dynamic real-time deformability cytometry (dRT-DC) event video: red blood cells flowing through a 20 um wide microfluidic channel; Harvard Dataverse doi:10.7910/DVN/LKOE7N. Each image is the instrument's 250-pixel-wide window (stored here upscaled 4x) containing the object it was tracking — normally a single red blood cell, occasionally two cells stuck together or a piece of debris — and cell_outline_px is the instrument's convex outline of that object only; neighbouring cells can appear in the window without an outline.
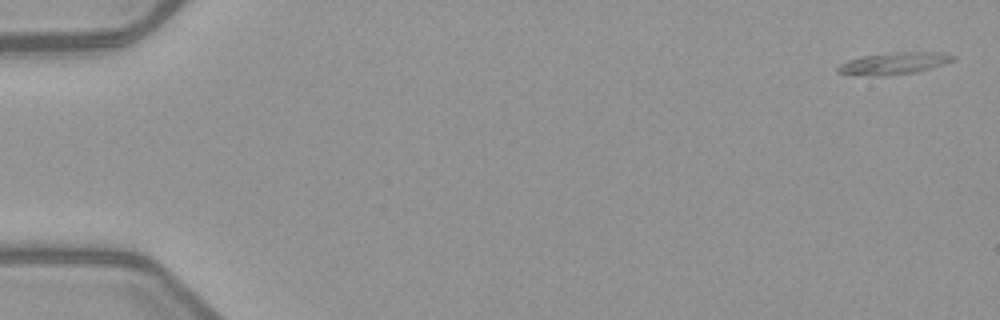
{"species": "common noctule bat (a hibernating species)", "species_latin": "Nyctalus noctula", "temperature_condition": "warm", "stored_images_in_passage": 5, "camera_frame_rate_fps": 3000, "um_per_image_px": 0.085, "animal": {"sex": "female", "body_mass_g": 21.9}, "frame": {"image": 1, "passage_image": 1, "time_ms": 0.0, "image_size_px": [1000, 320], "cell_outline_px": [[956, 60], [944, 64], [916, 72], [884, 76], [876, 76], [836, 72], [836, 68], [840, 64], [848, 60], [864, 56], [896, 52], [940, 52], [956, 56]], "centroid_in_image_um": [76.03, 5.38], "position_along_channel_um": 9.0, "area_um2": 14.57}}
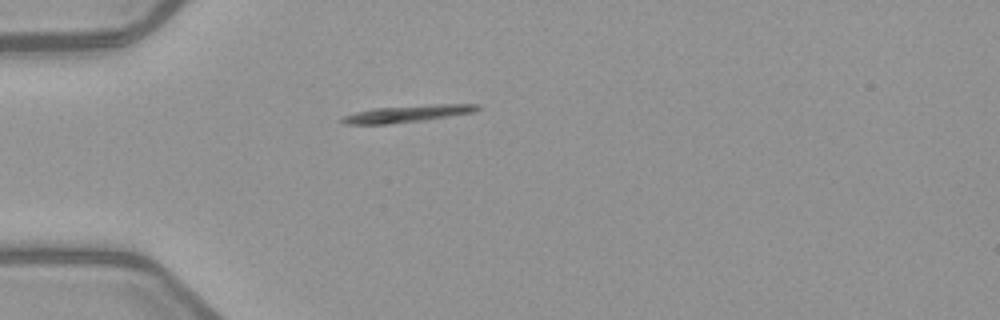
{"frame": {"image": 2, "passage_image": 5, "time_ms": 4.667, "image_size_px": [1000, 320], "cell_outline_px": [[480, 108], [472, 112], [424, 120], [388, 124], [344, 124], [340, 120], [344, 116], [356, 112], [376, 108], [432, 104], [480, 104]], "centroid_in_image_um": [34.62, 9.66], "position_along_channel_um": 50.4, "area_um2": 13.12}}